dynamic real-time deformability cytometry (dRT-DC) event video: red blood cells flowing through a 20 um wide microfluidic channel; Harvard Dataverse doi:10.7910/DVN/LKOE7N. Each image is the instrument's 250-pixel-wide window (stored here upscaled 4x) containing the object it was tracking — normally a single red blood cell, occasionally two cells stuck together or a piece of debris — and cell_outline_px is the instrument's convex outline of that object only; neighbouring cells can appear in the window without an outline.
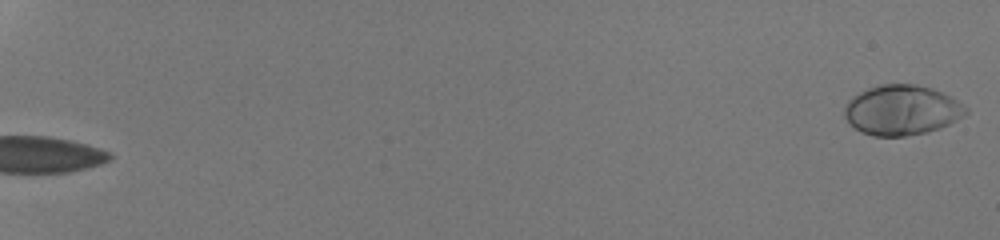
{"species": "human", "species_latin": "Homo sapiens", "temperature_condition": "room temperature", "stored_images_in_passage": 54, "camera_frame_rate_fps": 3000, "um_per_image_px": 0.085, "donor": {"sex": "male"}, "frame": {"image": 1, "passage_image": 1, "time_ms": 0.0, "image_size_px": [1000, 240], "cell_outline_px": [[968, 112], [964, 116], [940, 128], [924, 132], [904, 136], [872, 136], [860, 132], [844, 116], [844, 108], [848, 100], [852, 96], [868, 88], [880, 84], [916, 84], [932, 88], [964, 104], [968, 108]], "centroid_in_image_um": [76.64, 9.35], "position_along_channel_um": 8.4, "area_um2": 35.26}}
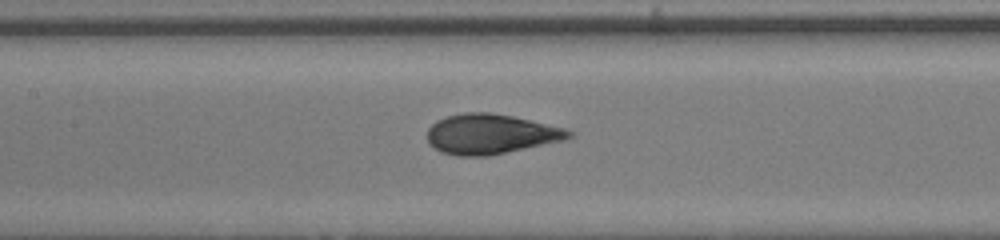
{"frame": {"image": 2, "passage_image": 31, "time_ms": 10.0, "image_size_px": [1000, 240], "cell_outline_px": [[576, 132], [572, 136], [564, 140], [488, 156], [456, 156], [440, 152], [428, 144], [428, 128], [436, 120], [448, 116], [464, 112], [492, 112], [512, 116], [564, 128]], "centroid_in_image_um": [41.68, 11.4], "position_along_channel_um": 165.7, "area_um2": 33.0}}
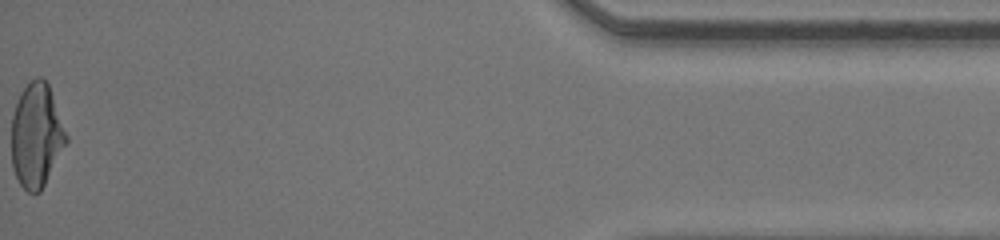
{"frame": {"image": 3, "passage_image": 54, "time_ms": 17.667, "image_size_px": [1000, 240], "cell_outline_px": [[68, 140], [40, 192], [28, 192], [20, 184], [12, 168], [12, 116], [20, 92], [36, 76], [40, 76], [48, 84], [68, 136]], "centroid_in_image_um": [3.09, 11.5], "position_along_channel_um": 432.1, "area_um2": 32.83}, "authors_computed_cell_mechanics": {"area_um2": 33.0616, "velocity_mm_per_s": 4.3093, "shape_relaxation_time_tau1_ms": 5.5091, "shape_relaxation_time_tau2_ms": null, "deformation_change_tau1": 0.2564, "deformation_change_tau2": null}}